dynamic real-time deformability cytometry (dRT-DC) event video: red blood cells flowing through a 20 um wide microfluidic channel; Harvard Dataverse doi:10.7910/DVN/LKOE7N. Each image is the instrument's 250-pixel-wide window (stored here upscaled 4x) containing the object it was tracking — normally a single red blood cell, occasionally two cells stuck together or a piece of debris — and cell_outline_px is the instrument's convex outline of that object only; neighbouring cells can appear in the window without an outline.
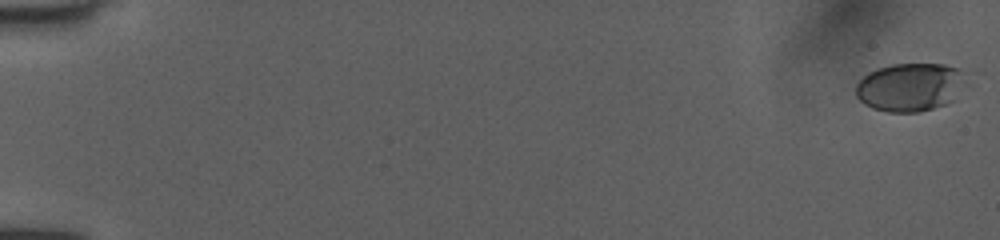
{"species": "human", "species_latin": "Homo sapiens", "temperature_condition": "room temperature", "stored_images_in_passage": 14, "camera_frame_rate_fps": 3000, "um_per_image_px": 0.085, "donor": {"sex": "female"}, "frame": {"image": 1, "passage_image": 1, "time_ms": 0.0, "image_size_px": [1000, 240], "cell_outline_px": [[976, 72], [968, 84], [948, 104], [920, 112], [888, 112], [872, 108], [864, 104], [856, 96], [856, 84], [868, 72], [876, 68], [892, 64], [944, 64]], "centroid_in_image_um": [77.51, 7.38], "position_along_channel_um": 7.5, "area_um2": 32.25}}
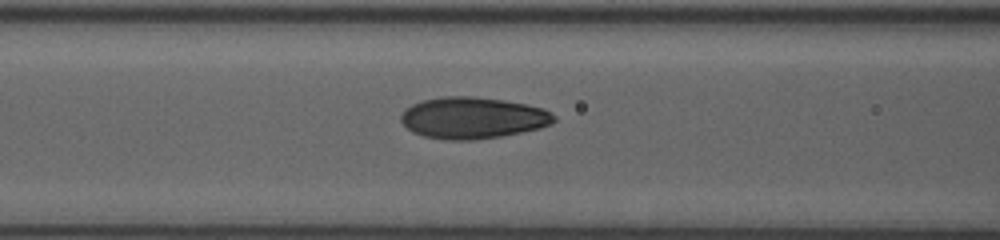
{"frame": {"image": 2, "passage_image": 11, "time_ms": 3.333, "image_size_px": [1000, 240], "cell_outline_px": [[556, 120], [540, 128], [500, 136], [472, 140], [444, 140], [424, 136], [412, 132], [400, 120], [400, 116], [404, 108], [420, 100], [444, 96], [476, 96], [504, 100], [528, 104], [544, 108], [552, 112], [556, 116]], "centroid_in_image_um": [40.17, 10.0], "position_along_channel_um": 126.4, "area_um2": 37.34}}
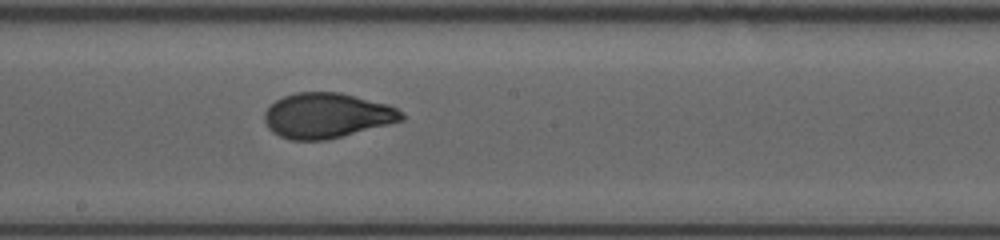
{"frame": {"image": 3, "passage_image": 14, "time_ms": 4.333, "image_size_px": [1000, 240], "cell_outline_px": [[404, 120], [328, 140], [288, 140], [272, 132], [268, 128], [264, 120], [264, 112], [276, 100], [284, 96], [296, 92], [340, 92], [388, 104], [404, 112]], "centroid_in_image_um": [27.78, 9.82], "position_along_channel_um": 220.4, "area_um2": 36.18}}